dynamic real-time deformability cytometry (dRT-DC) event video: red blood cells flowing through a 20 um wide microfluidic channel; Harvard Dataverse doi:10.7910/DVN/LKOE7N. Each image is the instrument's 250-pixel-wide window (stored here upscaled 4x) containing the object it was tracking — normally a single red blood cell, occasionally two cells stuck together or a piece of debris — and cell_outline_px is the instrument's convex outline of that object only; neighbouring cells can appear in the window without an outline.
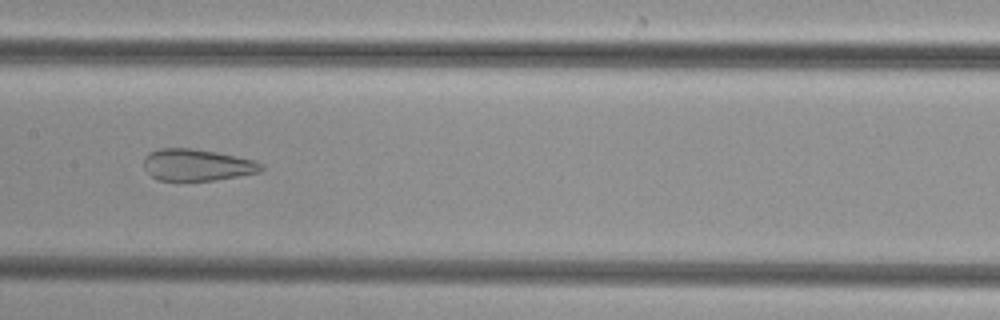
{"species": "common noctule bat (a hibernating species)", "species_latin": "Nyctalus noctula", "temperature_condition": "cold", "stored_images_in_passage": 48, "camera_frame_rate_fps": 3000, "um_per_image_px": 0.085, "animal": {"sex": "female", "body_mass_g": 29.2, "forearm_length_mm": 56.3}, "frame": {"image": 1, "passage_image": 24, "time_ms": 7.667, "image_size_px": [1000, 320], "cell_outline_px": [[264, 168], [260, 172], [216, 180], [160, 180], [152, 176], [144, 168], [144, 156], [148, 152], [160, 148], [192, 148], [216, 152], [256, 160], [264, 164]], "centroid_in_image_um": [16.77, 14.01], "position_along_channel_um": 190.6, "area_um2": 21.79}}
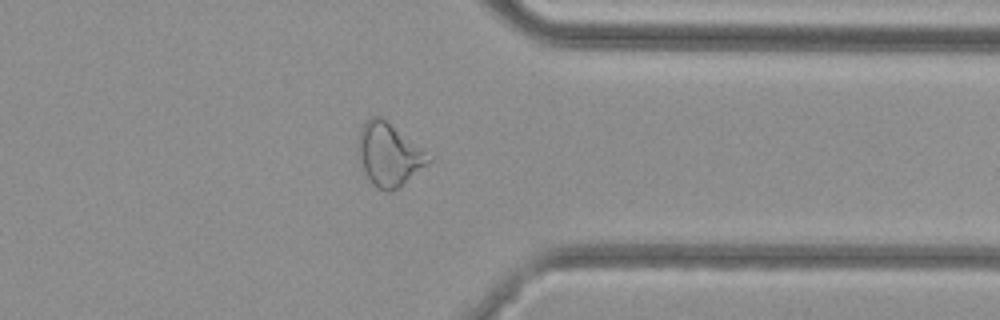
{"frame": {"image": 2, "passage_image": 38, "time_ms": 12.333, "image_size_px": [1000, 320], "cell_outline_px": [[432, 160], [400, 188], [392, 192], [388, 192], [376, 188], [368, 180], [360, 156], [360, 128], [372, 116], [380, 116], [424, 152]], "centroid_in_image_um": [33.06, 13.21], "position_along_channel_um": 378.3, "area_um2": 24.68}}
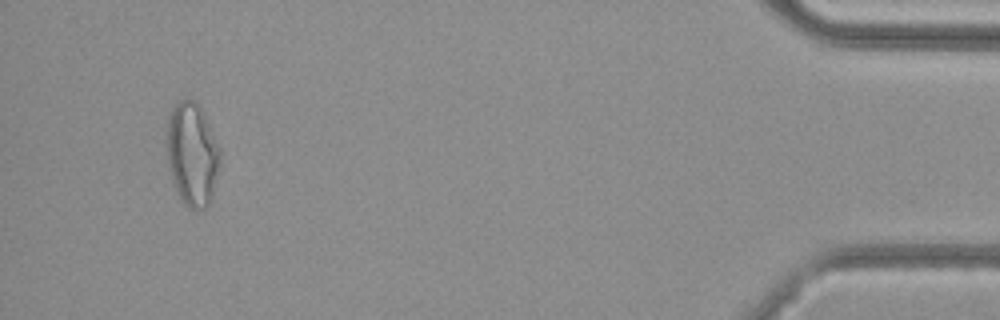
{"frame": {"image": 3, "passage_image": 46, "time_ms": 15.0, "image_size_px": [1000, 320], "cell_outline_px": [[220, 164], [212, 196], [208, 204], [204, 208], [196, 212], [188, 208], [180, 200], [176, 192], [168, 168], [164, 136], [168, 116], [172, 108], [180, 100], [192, 100], [200, 108], [220, 148]], "centroid_in_image_um": [16.28, 13.16], "position_along_channel_um": 418.9, "area_um2": 32.6}}